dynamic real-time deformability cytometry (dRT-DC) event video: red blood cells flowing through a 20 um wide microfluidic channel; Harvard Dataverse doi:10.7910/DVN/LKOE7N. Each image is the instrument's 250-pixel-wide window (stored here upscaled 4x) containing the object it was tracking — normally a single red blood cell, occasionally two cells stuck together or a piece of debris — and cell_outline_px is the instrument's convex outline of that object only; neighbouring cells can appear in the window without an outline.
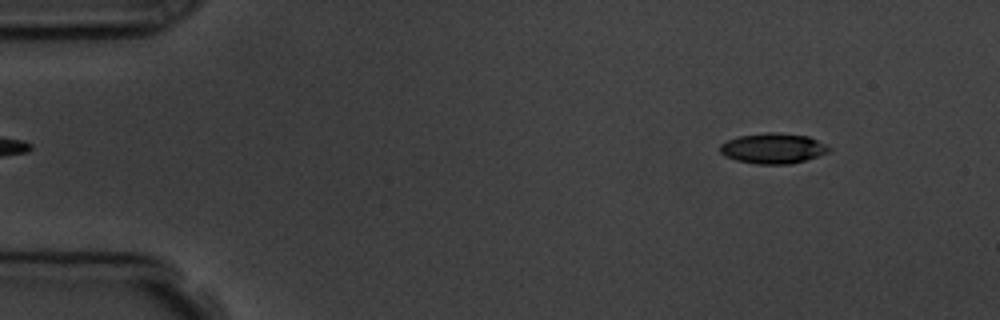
{"species": "common noctule bat (a hibernating species)", "species_latin": "Nyctalus noctula", "temperature_condition": "room temperature", "stored_images_in_passage": 4, "camera_frame_rate_fps": 3000, "um_per_image_px": 0.085, "animal": {"sex": "male", "body_mass_g": 19.5, "forearm_length_mm": 54.6}, "frame": {"image": 1, "passage_image": 1, "time_ms": 0.0, "image_size_px": [1000, 320], "cell_outline_px": [[832, 148], [828, 152], [804, 160], [788, 164], [756, 164], [736, 160], [724, 156], [720, 152], [720, 144], [728, 140], [740, 136], [768, 132], [776, 132], [808, 136]], "centroid_in_image_um": [65.68, 12.61], "position_along_channel_um": 19.3, "area_um2": 19.07}}
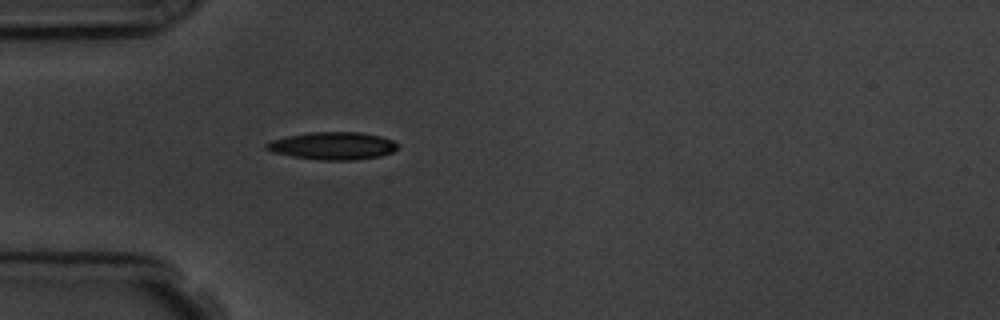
{"frame": {"image": 2, "passage_image": 4, "time_ms": 3.333, "image_size_px": [1000, 320], "cell_outline_px": [[400, 148], [392, 152], [380, 156], [356, 160], [320, 160], [292, 156], [272, 152], [264, 148], [264, 144], [272, 140], [288, 136], [308, 132], [360, 132], [380, 136], [392, 140], [400, 144]], "centroid_in_image_um": [28.31, 12.39], "position_along_channel_um": 56.7, "area_um2": 21.27}}